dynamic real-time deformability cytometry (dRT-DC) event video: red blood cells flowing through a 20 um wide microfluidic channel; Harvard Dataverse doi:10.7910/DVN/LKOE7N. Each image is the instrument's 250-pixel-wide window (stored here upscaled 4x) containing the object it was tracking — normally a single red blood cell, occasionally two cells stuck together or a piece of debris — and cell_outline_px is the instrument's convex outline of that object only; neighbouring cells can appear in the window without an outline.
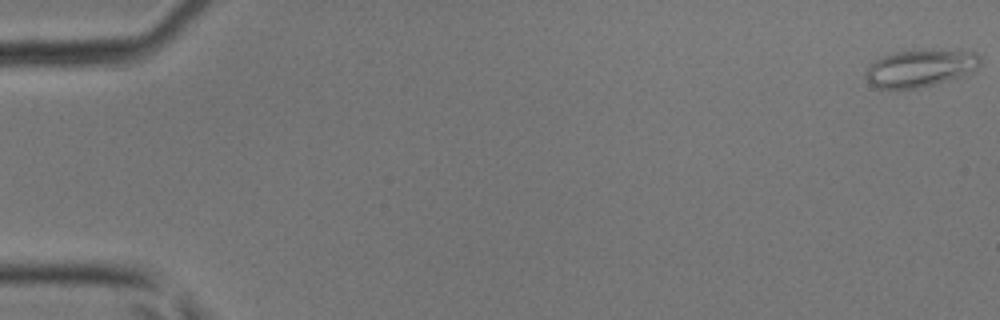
{"species": "common noctule bat (a hibernating species)", "species_latin": "Nyctalus noctula", "temperature_condition": "room temperature", "stored_images_in_passage": 44, "camera_frame_rate_fps": 3000, "um_per_image_px": 0.085, "animal": {"sex": "male", "body_mass_g": 17.9, "forearm_length_mm": 54.2}, "frame": {"image": 1, "passage_image": 1, "time_ms": 0.0, "image_size_px": [1000, 320], "cell_outline_px": [[980, 64], [976, 68], [960, 76], [948, 80], [916, 88], [876, 88], [864, 76], [864, 72], [868, 64], [880, 56], [896, 52], [976, 52], [980, 56]], "centroid_in_image_um": [78.12, 5.82], "position_along_channel_um": 6.9, "area_um2": 23.93}}
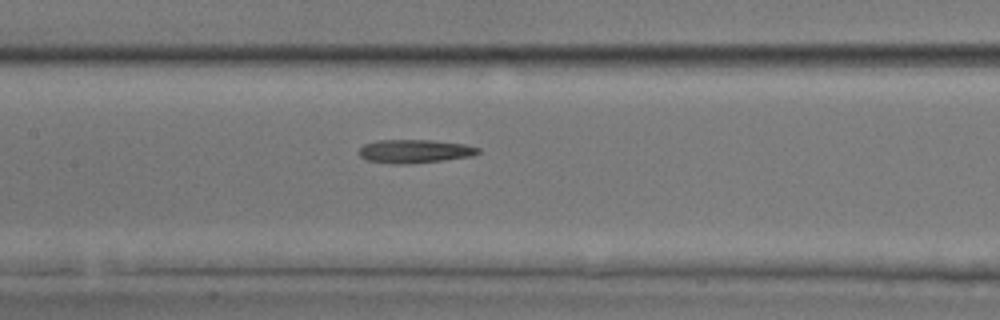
{"frame": {"image": 2, "passage_image": 22, "time_ms": 7.0, "image_size_px": [1000, 320], "cell_outline_px": [[480, 152], [472, 156], [444, 160], [408, 164], [392, 164], [364, 160], [356, 152], [364, 144], [376, 140], [432, 140], [464, 144], [480, 148]], "centroid_in_image_um": [35.2, 12.86], "position_along_channel_um": 172.2, "area_um2": 16.53}}
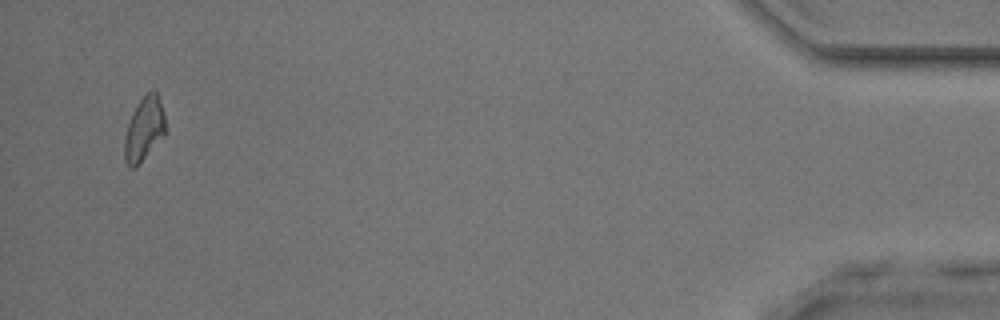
{"frame": {"image": 3, "passage_image": 43, "time_ms": 14.0, "image_size_px": [1000, 320], "cell_outline_px": [[168, 132], [140, 164], [136, 168], [132, 168], [124, 160], [124, 136], [128, 124], [140, 100], [152, 88], [156, 88], [164, 112]], "centroid_in_image_um": [12.3, 10.98], "position_along_channel_um": 422.9, "area_um2": 15.61}}